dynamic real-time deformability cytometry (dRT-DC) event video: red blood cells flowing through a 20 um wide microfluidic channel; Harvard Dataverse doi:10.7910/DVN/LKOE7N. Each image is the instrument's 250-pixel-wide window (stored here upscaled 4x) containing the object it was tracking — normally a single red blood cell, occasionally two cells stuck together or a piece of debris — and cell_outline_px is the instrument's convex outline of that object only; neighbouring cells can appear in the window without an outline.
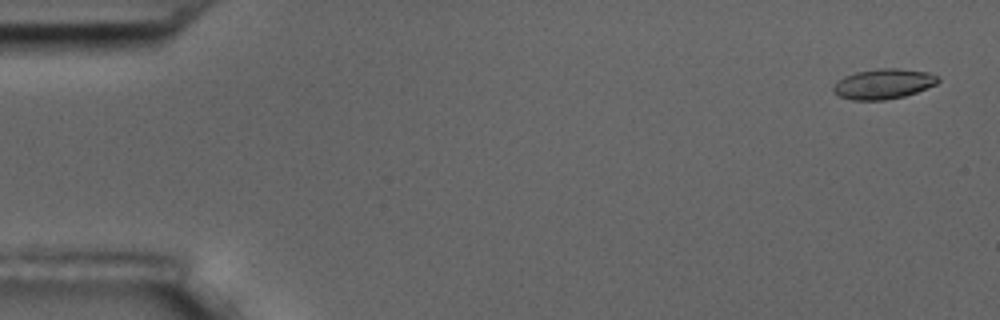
{"species": "common noctule bat (a hibernating species)", "species_latin": "Nyctalus noctula", "temperature_condition": "room temperature", "stored_images_in_passage": 5, "camera_frame_rate_fps": 3000, "um_per_image_px": 0.085, "animal": {"sex": "male", "body_mass_g": 17.5, "forearm_length_mm": 52.3}, "frame": {"image": 1, "passage_image": 1, "time_ms": 0.0, "image_size_px": [1000, 320], "cell_outline_px": [[940, 80], [936, 84], [916, 92], [904, 96], [884, 100], [852, 100], [840, 96], [832, 92], [832, 88], [844, 76], [856, 72], [884, 68], [896, 68], [928, 72], [936, 76]], "centroid_in_image_um": [75.08, 7.13], "position_along_channel_um": 9.9, "area_um2": 18.15}}
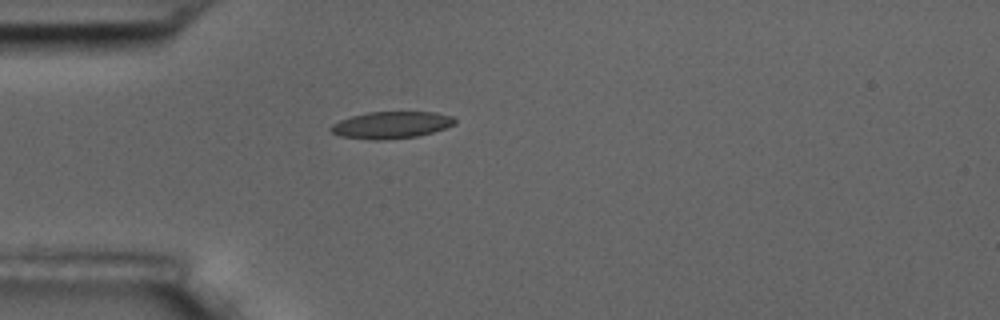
{"frame": {"image": 2, "passage_image": 5, "time_ms": 4.667, "image_size_px": [1000, 320], "cell_outline_px": [[456, 124], [432, 132], [416, 136], [380, 140], [372, 140], [340, 136], [332, 132], [328, 128], [332, 124], [340, 120], [352, 116], [368, 112], [436, 112], [452, 116], [456, 120]], "centroid_in_image_um": [33.25, 10.62], "position_along_channel_um": 51.8, "area_um2": 19.36}}